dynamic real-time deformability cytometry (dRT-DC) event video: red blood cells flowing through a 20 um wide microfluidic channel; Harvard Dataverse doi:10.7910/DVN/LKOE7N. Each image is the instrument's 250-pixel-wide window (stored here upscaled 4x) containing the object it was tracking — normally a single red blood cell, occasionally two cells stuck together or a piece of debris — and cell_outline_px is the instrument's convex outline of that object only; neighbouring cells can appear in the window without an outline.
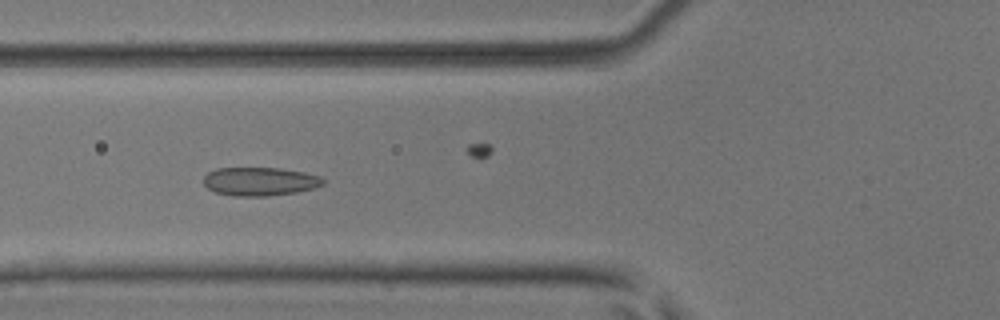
{"species": "common noctule bat (a hibernating species)", "species_latin": "Nyctalus noctula", "temperature_condition": "room temperature", "stored_images_in_passage": 51, "camera_frame_rate_fps": 3000, "um_per_image_px": 0.085, "animal": {"sex": "male", "body_mass_g": 17.9, "forearm_length_mm": 54.2}, "frame": {"image": 1, "passage_image": 19, "time_ms": 6.0, "image_size_px": [1000, 320], "cell_outline_px": [[324, 184], [312, 188], [296, 192], [268, 196], [236, 196], [216, 192], [208, 188], [204, 184], [204, 176], [208, 172], [216, 168], [280, 168], [304, 172], [320, 176], [324, 180]], "centroid_in_image_um": [22.08, 15.42], "position_along_channel_um": 103.7, "area_um2": 19.77}}
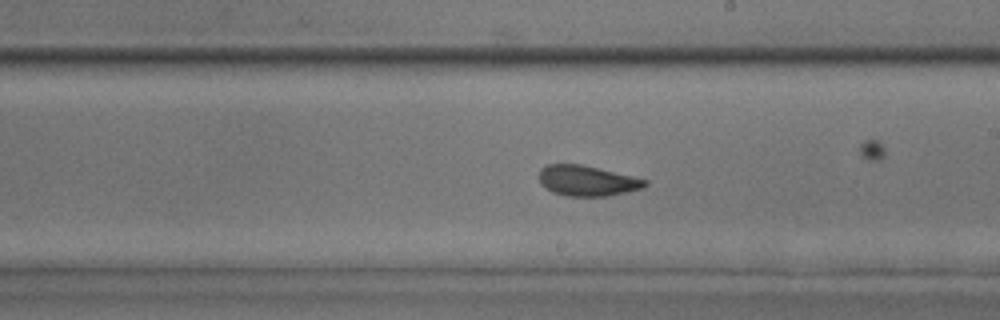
{"frame": {"image": 2, "passage_image": 29, "time_ms": 9.333, "image_size_px": [1000, 320], "cell_outline_px": [[648, 184], [640, 188], [608, 196], [568, 196], [552, 192], [540, 184], [540, 168], [548, 164], [580, 164], [632, 176], [648, 180]], "centroid_in_image_um": [49.87, 15.36], "position_along_channel_um": 239.1, "area_um2": 18.55}}
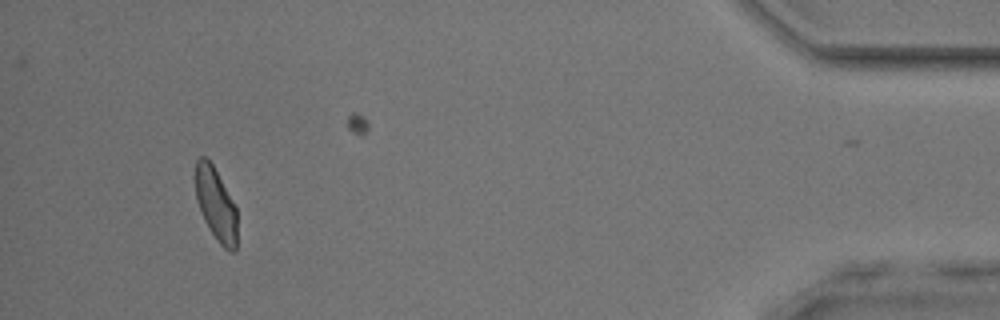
{"frame": {"image": 3, "passage_image": 47, "time_ms": 15.333, "image_size_px": [1000, 320], "cell_outline_px": [[236, 248], [232, 252], [228, 252], [216, 240], [204, 220], [200, 212], [196, 200], [196, 160], [200, 156], [204, 156], [212, 164], [236, 208]], "centroid_in_image_um": [18.33, 17.4], "position_along_channel_um": 416.9, "area_um2": 17.4}, "authors_computed_cell_mechanics": {"area_um2": 19.363, "velocity_mm_per_s": 4.0801, "shape_relaxation_time_tau1_ms": 7.7817, "shape_relaxation_time_tau2_ms": 0.938, "deformation_change_tau1": 0.1465, "deformation_change_tau2": 0.0732}}